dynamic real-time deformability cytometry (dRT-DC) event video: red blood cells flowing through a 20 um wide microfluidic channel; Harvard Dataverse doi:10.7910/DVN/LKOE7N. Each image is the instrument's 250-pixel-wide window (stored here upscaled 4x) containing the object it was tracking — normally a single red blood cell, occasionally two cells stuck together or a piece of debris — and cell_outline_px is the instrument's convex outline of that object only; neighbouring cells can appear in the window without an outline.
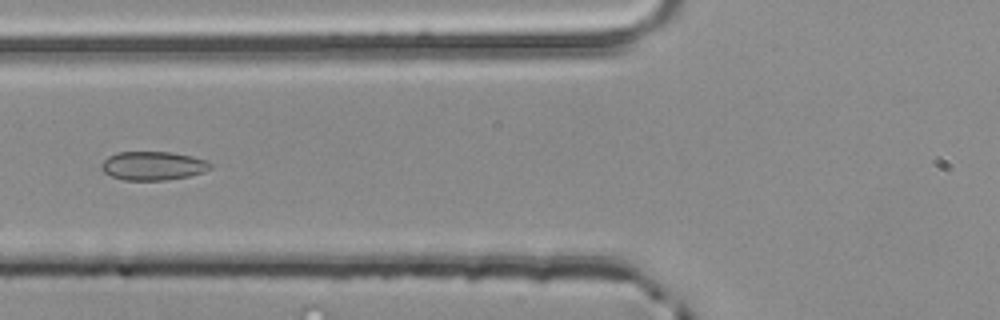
{"species": "common noctule bat (a hibernating species)", "species_latin": "Nyctalus noctula", "temperature_condition": "room temperature", "stored_images_in_passage": 3, "camera_frame_rate_fps": 3000, "um_per_image_px": 0.085, "animal": {"sex": "male", "body_mass_g": 20.4}, "frame": {"image": 1, "passage_image": 3, "time_ms": 0.667, "image_size_px": [1000, 320], "cell_outline_px": [[212, 168], [204, 172], [188, 176], [168, 180], [124, 180], [112, 176], [104, 172], [100, 168], [100, 164], [108, 156], [116, 152], [168, 152], [192, 156], [204, 160], [212, 164]], "centroid_in_image_um": [12.99, 14.09], "position_along_channel_um": 112.8, "area_um2": 18.26}}